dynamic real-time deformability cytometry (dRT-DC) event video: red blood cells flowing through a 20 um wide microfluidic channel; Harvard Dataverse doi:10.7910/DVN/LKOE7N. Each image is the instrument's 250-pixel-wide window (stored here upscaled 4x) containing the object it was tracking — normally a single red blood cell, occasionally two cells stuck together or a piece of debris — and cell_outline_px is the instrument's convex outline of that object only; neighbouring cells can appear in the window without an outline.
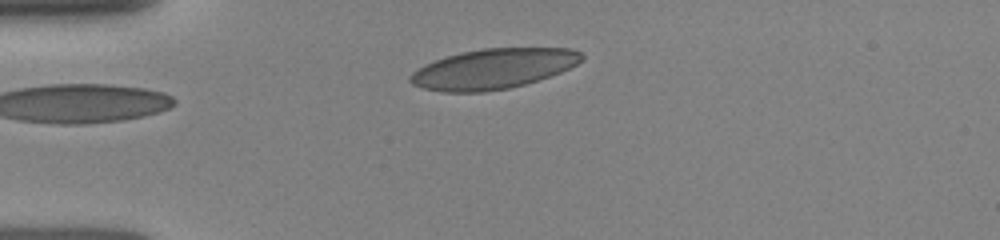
{"species": "human", "species_latin": "Homo sapiens", "temperature_condition": "room temperature", "stored_images_in_passage": 5, "camera_frame_rate_fps": 3000, "um_per_image_px": 0.085, "donor": {"sex": "female"}, "frame": {"image": 1, "passage_image": 5, "time_ms": 2.0, "image_size_px": [1000, 240], "cell_outline_px": [[584, 56], [576, 64], [560, 72], [524, 84], [508, 88], [484, 92], [444, 92], [424, 88], [412, 84], [408, 80], [408, 76], [412, 72], [436, 60], [460, 52], [484, 48], [572, 48], [580, 52]], "centroid_in_image_um": [41.91, 5.85], "position_along_channel_um": 43.1, "area_um2": 39.65}}